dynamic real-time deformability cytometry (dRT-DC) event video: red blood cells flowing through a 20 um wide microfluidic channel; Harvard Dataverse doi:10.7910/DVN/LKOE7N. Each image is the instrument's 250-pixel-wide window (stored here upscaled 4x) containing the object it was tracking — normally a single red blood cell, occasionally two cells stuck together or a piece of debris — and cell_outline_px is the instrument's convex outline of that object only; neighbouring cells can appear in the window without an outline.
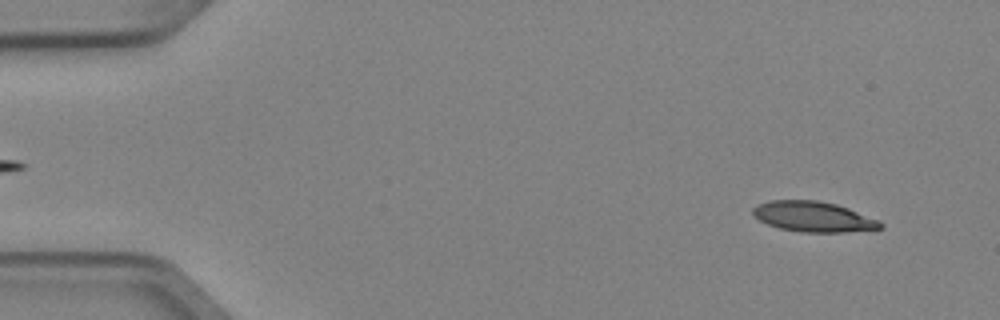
{"species": "Egyptian fruit bat (a non-hibernating species)", "species_latin": "Rousettus aegyptiacus", "temperature_condition": "cold", "stored_images_in_passage": 4, "camera_frame_rate_fps": 3000, "um_per_image_px": 0.085, "animal": {"sex": "female"}, "frame": {"image": 1, "passage_image": 1, "time_ms": 0.0, "image_size_px": [1000, 320], "cell_outline_px": [[884, 228], [844, 232], [804, 232], [780, 228], [768, 224], [760, 220], [752, 212], [752, 208], [760, 204], [772, 200], [816, 200], [836, 204], [848, 208], [880, 220], [884, 224]], "centroid_in_image_um": [69.19, 18.42], "position_along_channel_um": 15.8, "area_um2": 22.37}}
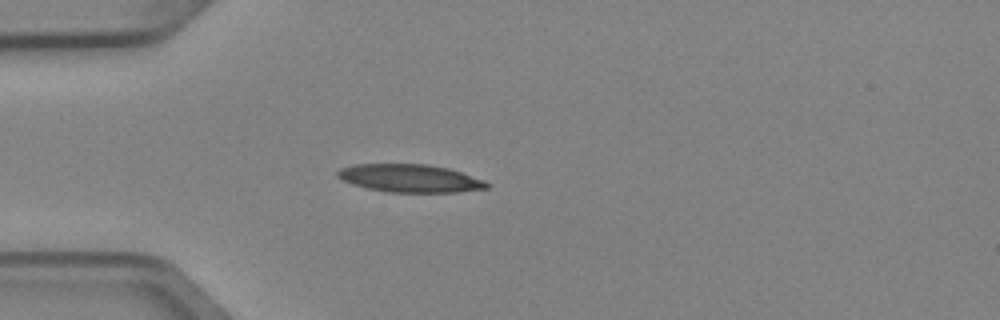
{"frame": {"image": 2, "passage_image": 4, "time_ms": 1.0, "image_size_px": [1000, 320], "cell_outline_px": [[488, 188], [456, 192], [388, 192], [368, 188], [352, 184], [336, 176], [336, 172], [340, 168], [352, 164], [428, 164], [448, 168], [484, 180], [488, 184]], "centroid_in_image_um": [34.81, 15.15], "position_along_channel_um": 50.2, "area_um2": 24.16}}